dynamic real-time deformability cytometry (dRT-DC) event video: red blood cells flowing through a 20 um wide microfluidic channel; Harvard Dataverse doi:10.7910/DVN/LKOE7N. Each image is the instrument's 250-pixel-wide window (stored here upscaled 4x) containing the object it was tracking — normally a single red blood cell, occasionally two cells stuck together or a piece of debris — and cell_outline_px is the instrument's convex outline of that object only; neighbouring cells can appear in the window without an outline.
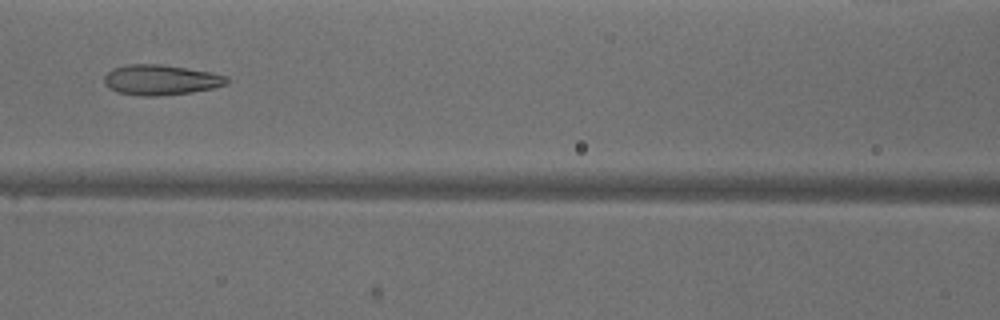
{"species": "common noctule bat (a hibernating species)", "species_latin": "Nyctalus noctula", "temperature_condition": "warm", "stored_images_in_passage": 49, "camera_frame_rate_fps": 3000, "um_per_image_px": 0.085, "animal": {"sex": "male", "body_mass_g": 18.8}, "frame": {"image": 1, "passage_image": 21, "time_ms": 6.667, "image_size_px": [1000, 320], "cell_outline_px": [[228, 84], [212, 88], [188, 92], [160, 96], [140, 96], [116, 92], [108, 88], [104, 84], [104, 76], [112, 68], [128, 64], [160, 64], [208, 72], [228, 76]], "centroid_in_image_um": [13.61, 6.79], "position_along_channel_um": 153.0, "area_um2": 21.56}}
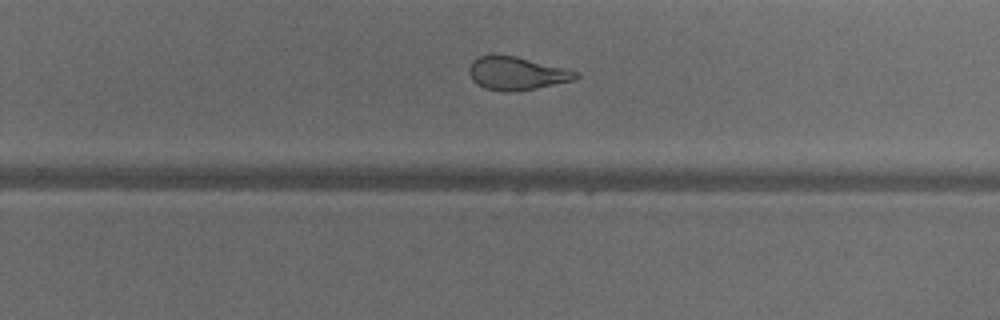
{"frame": {"image": 2, "passage_image": 31, "time_ms": 10.0, "image_size_px": [1000, 320], "cell_outline_px": [[580, 76], [572, 80], [536, 88], [512, 92], [500, 92], [484, 88], [476, 84], [472, 80], [468, 72], [468, 68], [472, 60], [480, 56], [516, 56], [580, 72]], "centroid_in_image_um": [43.88, 6.26], "position_along_channel_um": 285.9, "area_um2": 20.52}}
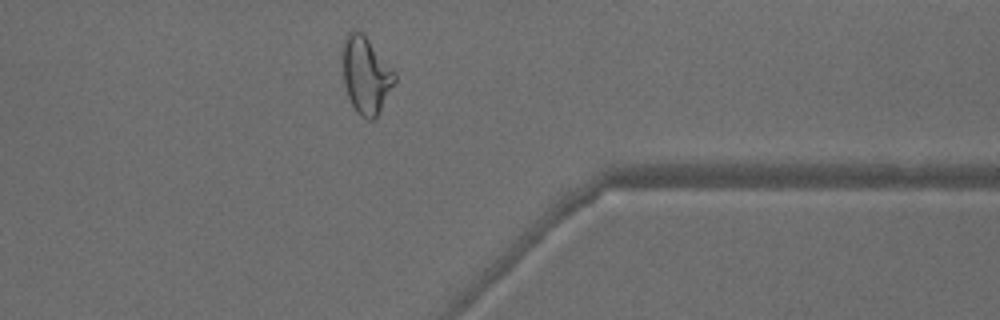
{"frame": {"image": 3, "passage_image": 39, "time_ms": 12.667, "image_size_px": [1000, 320], "cell_outline_px": [[396, 80], [376, 116], [372, 120], [368, 120], [360, 116], [356, 112], [348, 96], [344, 84], [344, 40], [348, 32], [352, 28], [360, 28], [396, 72]], "centroid_in_image_um": [31.11, 6.33], "position_along_channel_um": 380.3, "area_um2": 23.24}, "authors_computed_cell_mechanics": {"area_um2": 24.4494, "velocity_mm_per_s": 3.9993, "shape_relaxation_time_tau1_ms": null, "shape_relaxation_time_tau2_ms": 1.9033, "deformation_change_tau1": null, "deformation_change_tau2": 0.1109}}